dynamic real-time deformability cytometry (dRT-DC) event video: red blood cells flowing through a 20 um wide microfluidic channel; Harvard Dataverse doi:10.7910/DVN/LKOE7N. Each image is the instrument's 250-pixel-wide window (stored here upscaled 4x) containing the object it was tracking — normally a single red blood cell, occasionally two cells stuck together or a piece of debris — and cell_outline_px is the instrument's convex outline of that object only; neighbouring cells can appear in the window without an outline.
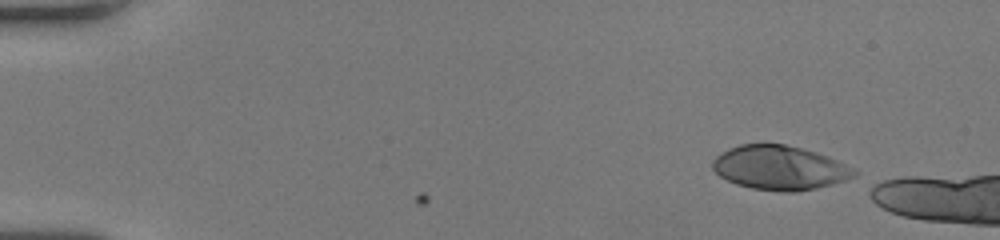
{"species": "human", "species_latin": "Homo sapiens", "temperature_condition": "room temperature", "stored_images_in_passage": 8, "camera_frame_rate_fps": 3000, "um_per_image_px": 0.085, "donor": {"sex": "female"}, "frame": {"image": 1, "passage_image": 1, "time_ms": 0.0, "image_size_px": [1000, 240], "cell_outline_px": [[856, 172], [852, 176], [844, 180], [832, 184], [816, 188], [796, 192], [784, 192], [752, 188], [736, 184], [720, 176], [712, 168], [712, 160], [720, 152], [728, 148], [740, 144], [784, 144], [816, 152], [836, 160], [844, 164]], "centroid_in_image_um": [66.2, 14.26], "position_along_channel_um": 18.8, "area_um2": 36.07}}